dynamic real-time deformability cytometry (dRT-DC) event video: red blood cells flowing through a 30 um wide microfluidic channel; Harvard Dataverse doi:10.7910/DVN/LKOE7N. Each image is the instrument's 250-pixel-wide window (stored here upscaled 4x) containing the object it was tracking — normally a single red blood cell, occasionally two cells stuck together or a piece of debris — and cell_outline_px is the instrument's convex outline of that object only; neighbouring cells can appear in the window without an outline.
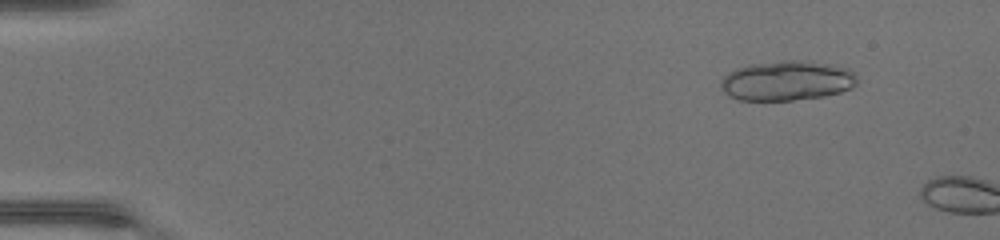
{"species": "common noctule bat (a hibernating species)", "species_latin": "Nyctalus noctula", "temperature_condition": "warm", "stored_images_in_passage": 7, "camera_frame_rate_fps": 3000, "um_per_image_px": 0.085, "animal": {"sex": "female", "body_mass_g": 17.0, "forearm_length_mm": 48.0}, "frame": {"image": 1, "passage_image": 5, "time_ms": 1.333, "image_size_px": [1000, 240], "cell_outline_px": [[856, 84], [840, 92], [824, 96], [792, 100], [740, 100], [732, 96], [720, 84], [724, 76], [728, 72], [736, 68], [748, 64], [784, 60], [800, 60], [828, 64], [848, 68], [856, 72]], "centroid_in_image_um": [66.91, 6.84], "position_along_channel_um": 18.1, "area_um2": 31.33}}